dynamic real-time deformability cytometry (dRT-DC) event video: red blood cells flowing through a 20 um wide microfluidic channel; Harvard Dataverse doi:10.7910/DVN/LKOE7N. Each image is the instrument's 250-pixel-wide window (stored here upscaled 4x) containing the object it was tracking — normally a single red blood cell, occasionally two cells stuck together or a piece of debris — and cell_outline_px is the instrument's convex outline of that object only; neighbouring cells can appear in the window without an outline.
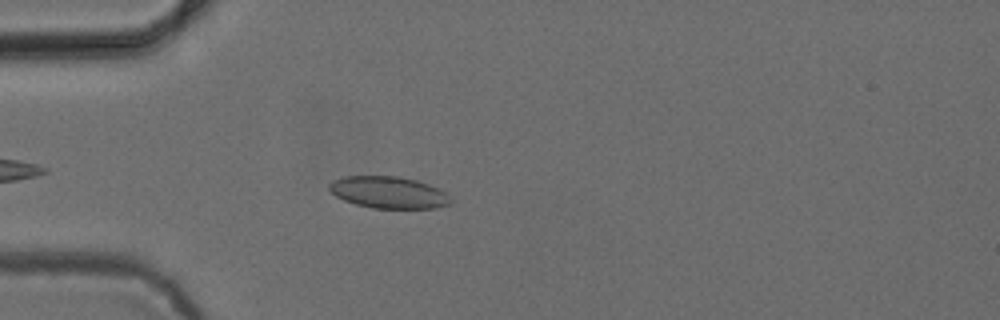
{"species": "common noctule bat (a hibernating species)", "species_latin": "Nyctalus noctula", "temperature_condition": "cold", "stored_images_in_passage": 17, "camera_frame_rate_fps": 3000, "um_per_image_px": 0.085, "animal": {"sex": "female", "body_mass_g": 24.6, "forearm_length_mm": 56.2}, "frame": {"image": 1, "passage_image": 5, "time_ms": 1.333, "image_size_px": [1000, 320], "cell_outline_px": [[452, 204], [436, 208], [372, 208], [356, 204], [344, 200], [336, 196], [328, 188], [328, 184], [332, 180], [344, 176], [400, 176], [416, 180], [428, 184], [444, 192], [452, 200]], "centroid_in_image_um": [33.01, 16.35], "position_along_channel_um": 52.0, "area_um2": 22.54}}
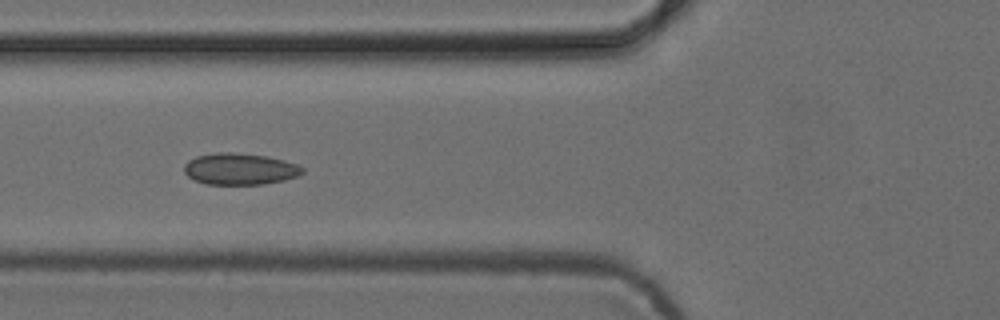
{"frame": {"image": 2, "passage_image": 10, "time_ms": 3.0, "image_size_px": [1000, 320], "cell_outline_px": [[304, 172], [296, 176], [284, 180], [264, 184], [208, 184], [196, 180], [188, 176], [184, 172], [184, 164], [188, 160], [196, 156], [216, 152], [232, 152], [268, 156], [284, 160], [296, 164], [304, 168]], "centroid_in_image_um": [20.38, 14.35], "position_along_channel_um": 105.4, "area_um2": 21.73}}
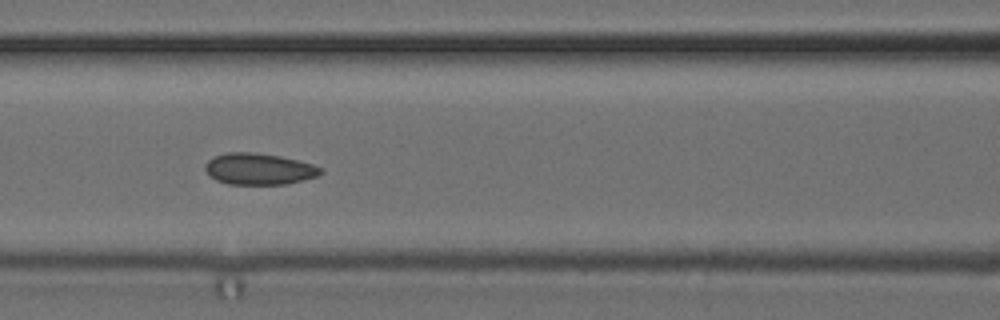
{"frame": {"image": 3, "passage_image": 13, "time_ms": 4.0, "image_size_px": [1000, 320], "cell_outline_px": [[324, 172], [316, 176], [288, 184], [228, 184], [216, 180], [204, 168], [204, 164], [212, 156], [228, 152], [252, 152], [280, 156], [312, 164], [324, 168]], "centroid_in_image_um": [22.01, 14.35], "position_along_channel_um": 144.6, "area_um2": 21.15}}